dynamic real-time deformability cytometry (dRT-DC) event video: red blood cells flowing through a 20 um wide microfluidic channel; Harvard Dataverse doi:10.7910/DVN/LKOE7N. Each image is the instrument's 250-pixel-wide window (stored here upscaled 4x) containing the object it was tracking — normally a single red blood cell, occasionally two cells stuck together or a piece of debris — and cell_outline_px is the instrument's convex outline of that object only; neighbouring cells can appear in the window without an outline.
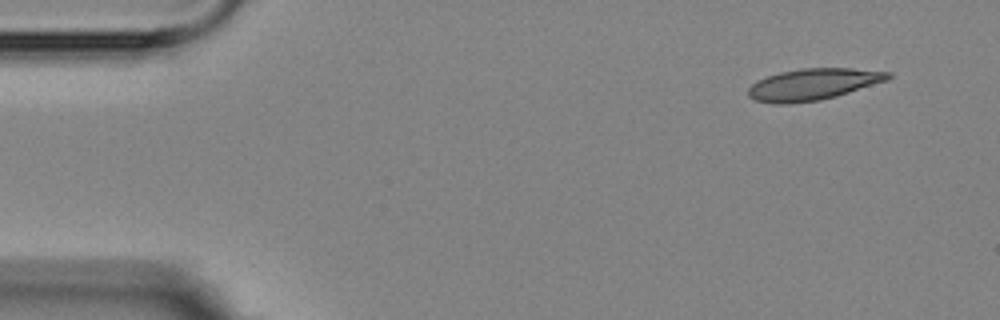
{"species": "Egyptian fruit bat (a non-hibernating species)", "species_latin": "Rousettus aegyptiacus", "temperature_condition": "room temperature", "stored_images_in_passage": 5, "camera_frame_rate_fps": 3000, "um_per_image_px": 0.085, "animal": {"sex": "female"}, "frame": {"image": 1, "passage_image": 1, "time_ms": 0.0, "image_size_px": [1000, 320], "cell_outline_px": [[892, 76], [888, 80], [836, 96], [820, 100], [788, 104], [776, 104], [756, 100], [748, 96], [748, 88], [756, 80], [780, 72], [800, 68], [852, 68], [892, 72]], "centroid_in_image_um": [69.11, 7.16], "position_along_channel_um": 15.9, "area_um2": 25.72}}
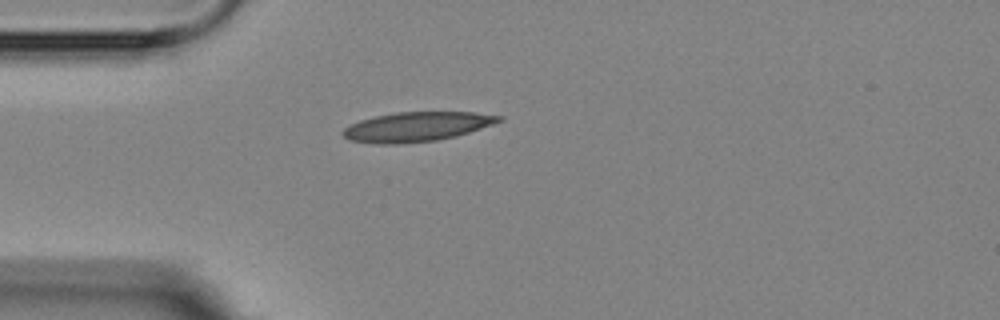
{"frame": {"image": 2, "passage_image": 4, "time_ms": 3.333, "image_size_px": [1000, 320], "cell_outline_px": [[504, 120], [456, 136], [436, 140], [396, 144], [376, 144], [348, 140], [340, 132], [348, 124], [360, 120], [376, 116], [396, 112], [472, 112], [504, 116]], "centroid_in_image_um": [35.38, 10.77], "position_along_channel_um": 49.6, "area_um2": 26.82}}